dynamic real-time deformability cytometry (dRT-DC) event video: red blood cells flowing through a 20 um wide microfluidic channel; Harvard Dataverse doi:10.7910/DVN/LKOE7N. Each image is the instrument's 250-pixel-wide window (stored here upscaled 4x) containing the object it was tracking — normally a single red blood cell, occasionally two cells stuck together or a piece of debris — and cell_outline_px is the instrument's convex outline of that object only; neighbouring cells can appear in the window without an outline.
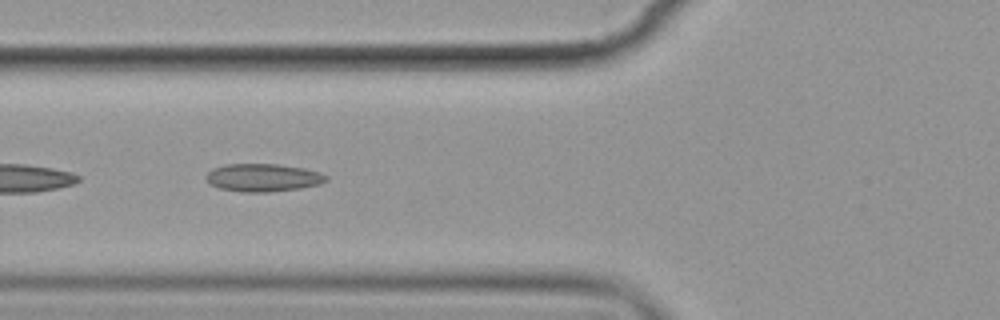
{"species": "common noctule bat (a hibernating species)", "species_latin": "Nyctalus noctula", "temperature_condition": "cold", "stored_images_in_passage": 8, "segment_of_instrument_passage": [2, 2], "camera_frame_rate_fps": 3000, "um_per_image_px": 0.085, "animal": {"sex": "female", "body_mass_g": 19.9}, "frame": {"image": 1, "passage_image": 7, "time_ms": 7.0, "image_size_px": [1000, 320], "cell_outline_px": [[328, 180], [320, 184], [300, 188], [268, 192], [244, 192], [220, 188], [212, 184], [204, 176], [212, 168], [224, 164], [276, 164], [304, 168], [320, 172], [328, 176]], "centroid_in_image_um": [22.37, 15.09], "position_along_channel_um": 103.4, "area_um2": 19.48}}